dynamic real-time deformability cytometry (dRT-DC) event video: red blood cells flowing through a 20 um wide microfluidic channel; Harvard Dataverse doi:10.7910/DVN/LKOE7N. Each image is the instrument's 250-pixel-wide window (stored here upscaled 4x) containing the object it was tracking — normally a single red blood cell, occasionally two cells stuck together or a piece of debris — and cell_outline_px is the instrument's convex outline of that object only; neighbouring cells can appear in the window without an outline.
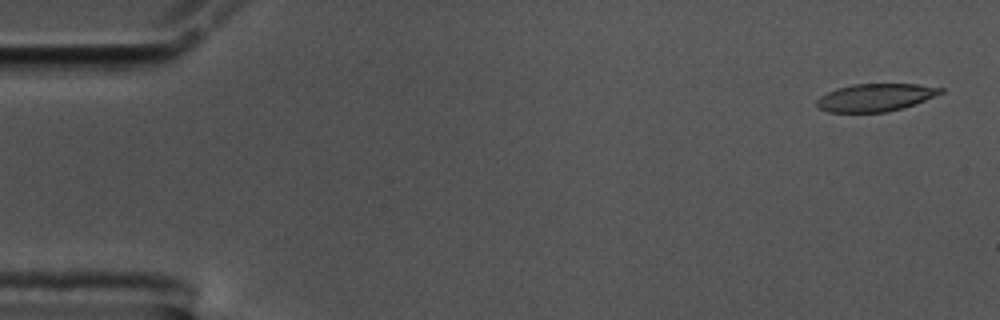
{"species": "common noctule bat (a hibernating species)", "species_latin": "Nyctalus noctula", "temperature_condition": "cold", "stored_images_in_passage": 56, "camera_frame_rate_fps": 3000, "um_per_image_px": 0.085, "animal": {"sex": "male", "body_mass_g": 17.5, "forearm_length_mm": 52.3}, "frame": {"image": 1, "passage_image": 2, "time_ms": 0.333, "image_size_px": [1000, 320], "cell_outline_px": [[944, 92], [904, 108], [888, 112], [828, 112], [820, 108], [816, 104], [816, 100], [820, 96], [836, 88], [852, 84], [916, 84], [944, 88]], "centroid_in_image_um": [74.4, 8.28], "position_along_channel_um": 10.6, "area_um2": 19.94}}
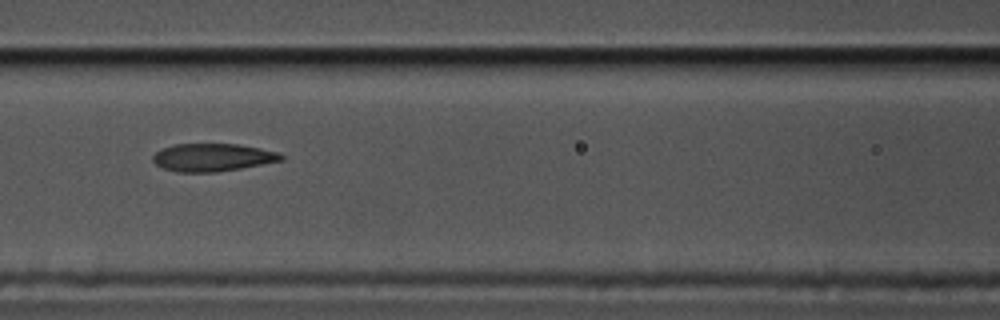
{"frame": {"image": 2, "passage_image": 24, "time_ms": 7.667, "image_size_px": [1000, 320], "cell_outline_px": [[284, 160], [240, 168], [216, 172], [176, 172], [164, 168], [156, 164], [152, 160], [152, 156], [156, 152], [164, 148], [176, 144], [240, 144], [280, 152], [284, 156]], "centroid_in_image_um": [18.1, 13.38], "position_along_channel_um": 148.5, "area_um2": 20.75}}
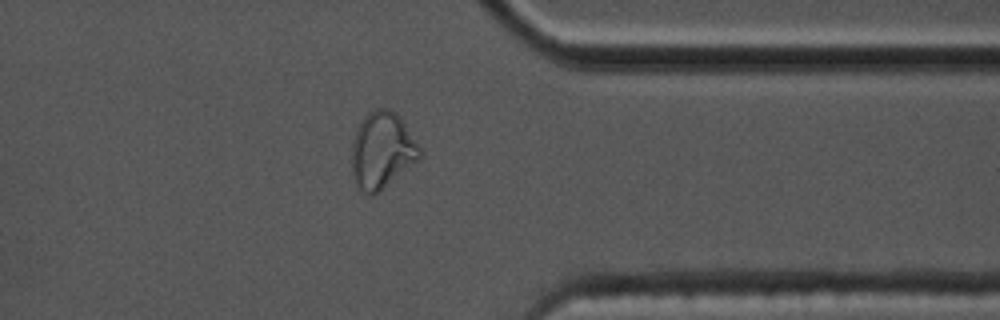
{"frame": {"image": 3, "passage_image": 44, "time_ms": 14.333, "image_size_px": [1000, 320], "cell_outline_px": [[424, 152], [420, 160], [380, 192], [372, 196], [368, 196], [356, 188], [352, 180], [352, 140], [356, 128], [360, 120], [368, 112], [376, 108], [388, 108], [396, 112], [400, 116]], "centroid_in_image_um": [32.47, 12.82], "position_along_channel_um": 378.9, "area_um2": 31.44}, "authors_computed_cell_mechanics": {"area_um2": 21.8773, "velocity_mm_per_s": 3.5684, "shape_relaxation_time_tau1_ms": null, "shape_relaxation_time_tau2_ms": 1.7573, "deformation_change_tau1": null, "deformation_change_tau2": 0.0839}}